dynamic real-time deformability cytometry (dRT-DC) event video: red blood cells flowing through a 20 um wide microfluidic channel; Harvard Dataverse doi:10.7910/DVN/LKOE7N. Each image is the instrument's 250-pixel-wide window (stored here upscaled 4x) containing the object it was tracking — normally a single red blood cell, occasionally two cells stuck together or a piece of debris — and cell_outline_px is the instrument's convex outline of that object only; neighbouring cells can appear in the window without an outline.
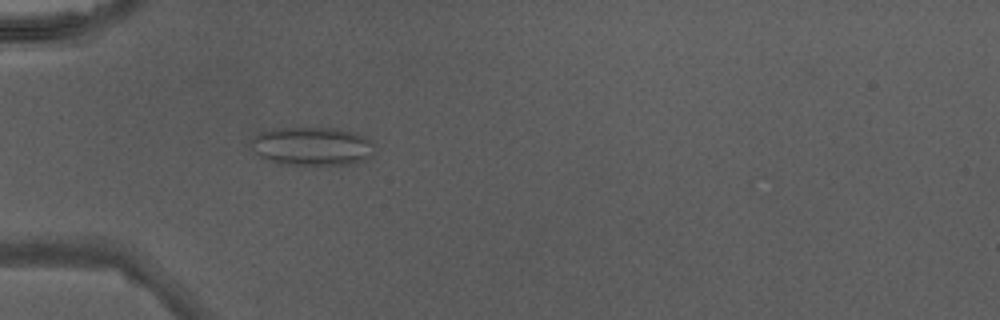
{"species": "Egyptian fruit bat (a non-hibernating species)", "species_latin": "Rousettus aegyptiacus", "temperature_condition": "warm", "stored_images_in_passage": 32, "camera_frame_rate_fps": 3000, "um_per_image_px": 0.085, "animal": {"sex": "male"}, "frame": {"image": 1, "passage_image": 1, "time_ms": 0.0, "image_size_px": [1000, 320], "cell_outline_px": [[376, 152], [372, 156], [352, 164], [280, 164], [268, 160], [260, 156], [248, 144], [260, 132], [272, 128], [336, 128], [356, 132], [372, 140], [376, 148]], "centroid_in_image_um": [26.57, 12.42], "position_along_channel_um": 58.4, "area_um2": 27.98}}
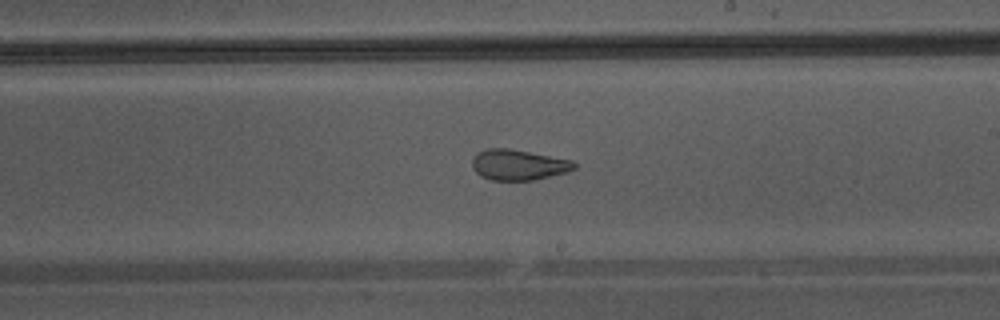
{"frame": {"image": 2, "passage_image": 14, "time_ms": 4.333, "image_size_px": [1000, 320], "cell_outline_px": [[576, 168], [568, 172], [532, 180], [492, 180], [480, 176], [476, 172], [472, 164], [472, 160], [476, 152], [484, 148], [508, 148], [572, 160], [576, 164]], "centroid_in_image_um": [44.04, 14.0], "position_along_channel_um": 245.0, "area_um2": 18.21}}